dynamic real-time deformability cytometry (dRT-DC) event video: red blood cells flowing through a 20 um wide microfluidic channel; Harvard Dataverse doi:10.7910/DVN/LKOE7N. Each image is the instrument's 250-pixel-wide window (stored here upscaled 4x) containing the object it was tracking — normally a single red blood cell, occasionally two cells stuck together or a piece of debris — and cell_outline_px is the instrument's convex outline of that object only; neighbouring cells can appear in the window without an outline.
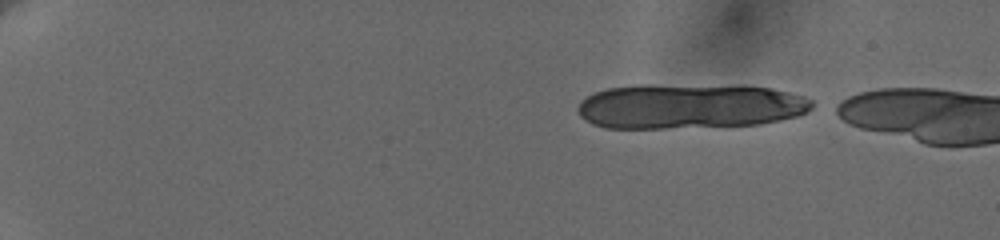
{"species": "human", "species_latin": "Homo sapiens", "temperature_condition": "cold", "stored_images_in_passage": 10, "camera_frame_rate_fps": 3000, "um_per_image_px": 0.085, "donor": {"sex": "female"}, "frame": {"image": 1, "passage_image": 1, "time_ms": 0.0, "image_size_px": [1000, 240], "cell_outline_px": [[812, 108], [808, 112], [796, 116], [780, 120], [760, 124], [664, 128], [608, 128], [592, 124], [580, 116], [576, 108], [580, 100], [596, 92], [608, 88], [640, 84], [744, 84], [772, 88], [804, 96], [812, 100]], "centroid_in_image_um": [58.63, 8.99], "position_along_channel_um": 26.4, "area_um2": 62.48}}